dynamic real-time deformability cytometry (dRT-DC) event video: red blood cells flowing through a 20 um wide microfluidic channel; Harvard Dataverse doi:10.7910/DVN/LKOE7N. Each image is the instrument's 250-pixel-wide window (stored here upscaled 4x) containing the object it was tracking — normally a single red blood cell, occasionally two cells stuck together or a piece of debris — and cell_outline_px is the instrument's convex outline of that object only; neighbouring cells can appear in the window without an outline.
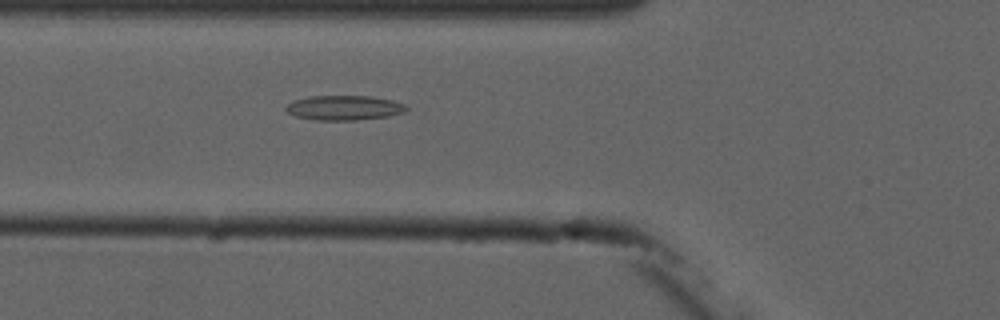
{"species": "common noctule bat (a hibernating species)", "species_latin": "Nyctalus noctula", "temperature_condition": "cold", "stored_images_in_passage": 5, "camera_frame_rate_fps": 3000, "um_per_image_px": 0.085, "animal": {"sex": "male", "forearm_length_mm": 52.5}, "frame": {"image": 1, "passage_image": 5, "time_ms": 4.667, "image_size_px": [1000, 320], "cell_outline_px": [[408, 108], [404, 112], [388, 116], [356, 120], [316, 120], [296, 116], [288, 112], [284, 108], [292, 100], [308, 96], [372, 96], [392, 100], [404, 104]], "centroid_in_image_um": [29.23, 9.15], "position_along_channel_um": 96.6, "area_um2": 17.34}}